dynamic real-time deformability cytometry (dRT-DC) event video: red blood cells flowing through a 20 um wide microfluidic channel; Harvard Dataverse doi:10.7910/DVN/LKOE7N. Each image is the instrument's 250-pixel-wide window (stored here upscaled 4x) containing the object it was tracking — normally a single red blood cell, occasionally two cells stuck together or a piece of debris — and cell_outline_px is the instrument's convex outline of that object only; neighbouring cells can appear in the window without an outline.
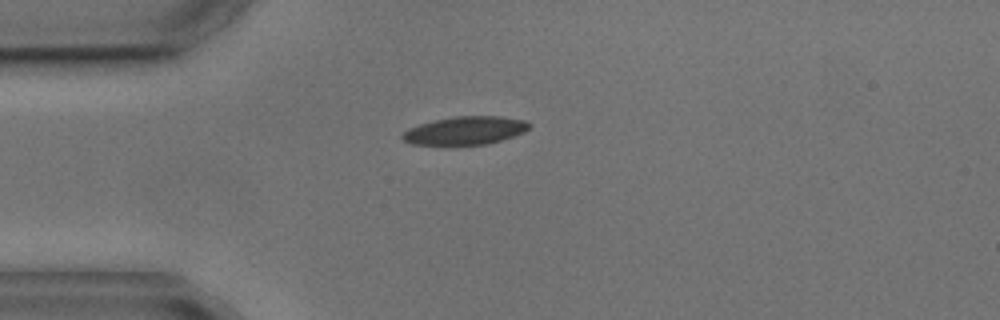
{"species": "common noctule bat (a hibernating species)", "species_latin": "Nyctalus noctula", "temperature_condition": "cold", "stored_images_in_passage": 3, "camera_frame_rate_fps": 3000, "um_per_image_px": 0.085, "animal": {"sex": "male", "body_mass_g": 17.9, "forearm_length_mm": 54.2}, "frame": {"image": 1, "passage_image": 1, "time_ms": 0.0, "image_size_px": [1000, 320], "cell_outline_px": [[532, 124], [524, 132], [488, 144], [412, 144], [404, 140], [400, 136], [404, 132], [420, 124], [436, 120], [456, 116], [500, 116], [524, 120]], "centroid_in_image_um": [39.58, 11.09], "position_along_channel_um": 45.4, "area_um2": 20.35}}